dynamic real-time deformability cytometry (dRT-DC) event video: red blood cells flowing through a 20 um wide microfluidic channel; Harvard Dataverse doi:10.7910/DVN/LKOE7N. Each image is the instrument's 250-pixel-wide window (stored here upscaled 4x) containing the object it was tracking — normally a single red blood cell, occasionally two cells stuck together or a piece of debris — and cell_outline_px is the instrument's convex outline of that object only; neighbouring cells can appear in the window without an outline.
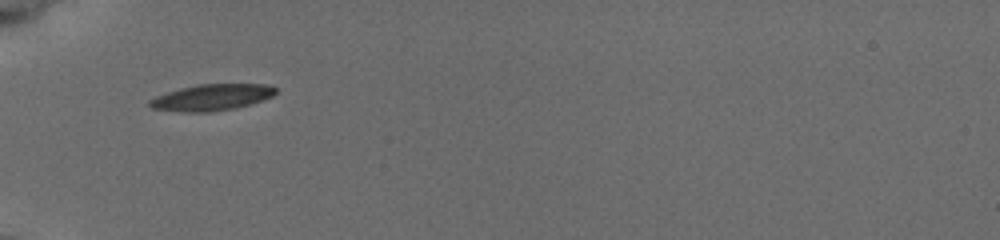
{"species": "common noctule bat (a hibernating species)", "species_latin": "Nyctalus noctula", "temperature_condition": "cold", "stored_images_in_passage": 4, "camera_frame_rate_fps": 3000, "um_per_image_px": 0.085, "animal": {"sex": "female", "body_mass_g": 19.5, "forearm_length_mm": 54.1}, "frame": {"image": 1, "passage_image": 1, "time_ms": 0.0, "image_size_px": [1000, 240], "cell_outline_px": [[276, 92], [272, 96], [252, 104], [236, 108], [212, 112], [180, 112], [152, 108], [148, 104], [148, 100], [156, 96], [168, 92], [200, 84], [264, 84], [276, 88]], "centroid_in_image_um": [18.0, 8.29], "position_along_channel_um": 67.0, "area_um2": 19.25}}